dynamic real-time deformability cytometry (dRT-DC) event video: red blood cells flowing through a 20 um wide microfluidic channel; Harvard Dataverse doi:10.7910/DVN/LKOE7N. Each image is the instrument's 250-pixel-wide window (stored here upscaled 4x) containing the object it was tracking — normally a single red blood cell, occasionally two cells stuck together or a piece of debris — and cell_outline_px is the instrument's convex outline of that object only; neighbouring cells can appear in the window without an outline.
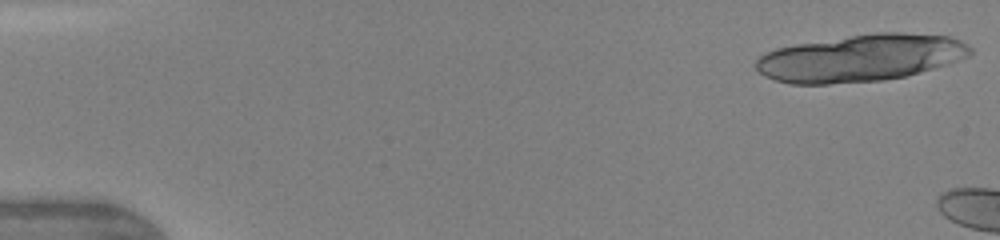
{"species": "human", "species_latin": "Homo sapiens", "temperature_condition": "warm", "stored_images_in_passage": 12, "camera_frame_rate_fps": 3000, "um_per_image_px": 0.085, "donor": {"sex": "female"}, "frame": {"image": 1, "passage_image": 1, "time_ms": 0.0, "image_size_px": [1000, 240], "cell_outline_px": [[972, 52], [968, 56], [948, 64], [904, 76], [884, 80], [828, 84], [792, 84], [776, 80], [764, 76], [756, 68], [756, 60], [760, 56], [776, 48], [796, 44], [876, 32], [900, 32], [948, 36], [960, 40], [968, 44], [972, 48]], "centroid_in_image_um": [73.17, 4.93], "position_along_channel_um": 11.8, "area_um2": 58.49}}